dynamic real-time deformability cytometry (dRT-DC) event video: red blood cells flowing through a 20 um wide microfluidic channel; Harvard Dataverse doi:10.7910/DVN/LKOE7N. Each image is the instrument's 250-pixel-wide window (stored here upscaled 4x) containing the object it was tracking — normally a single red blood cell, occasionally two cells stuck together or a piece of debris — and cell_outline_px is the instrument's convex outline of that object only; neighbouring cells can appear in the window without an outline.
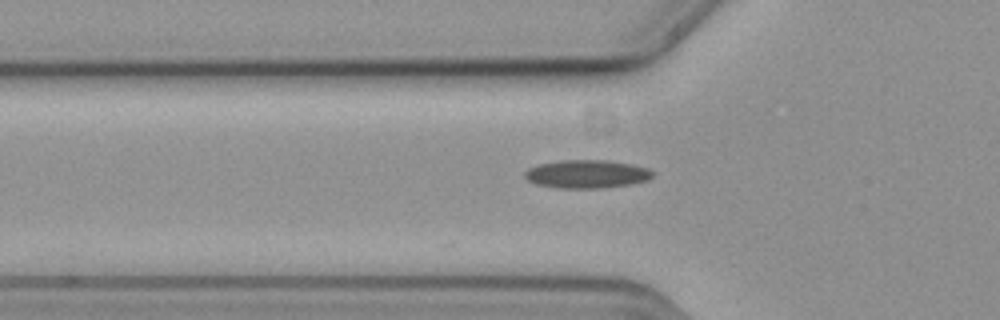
{"species": "common noctule bat (a hibernating species)", "species_latin": "Nyctalus noctula", "temperature_condition": "cold", "stored_images_in_passage": 43, "camera_frame_rate_fps": 3000, "um_per_image_px": 0.085, "animal": {"sex": "female", "body_mass_g": 19.3, "forearm_length_mm": 54.1}, "frame": {"image": 1, "passage_image": 11, "time_ms": 3.333, "image_size_px": [1000, 320], "cell_outline_px": [[652, 176], [648, 180], [628, 184], [604, 188], [556, 188], [536, 184], [528, 180], [524, 176], [524, 172], [528, 168], [536, 164], [560, 160], [608, 160], [648, 168], [652, 172]], "centroid_in_image_um": [49.81, 14.79], "position_along_channel_um": 76.0, "area_um2": 21.04}}
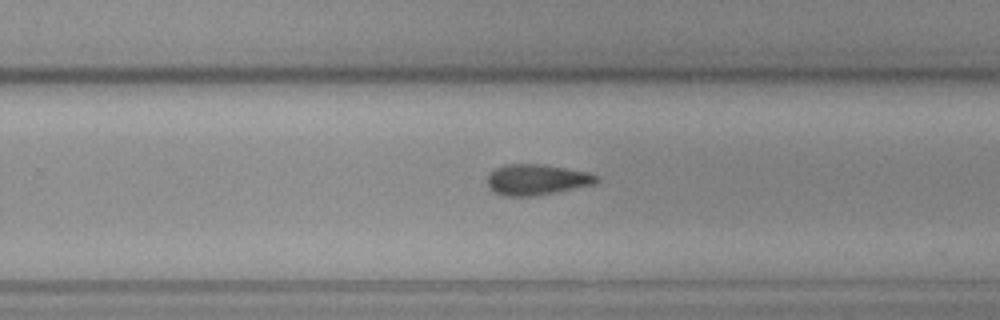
{"frame": {"image": 2, "passage_image": 28, "time_ms": 9.0, "image_size_px": [1000, 320], "cell_outline_px": [[600, 180], [596, 184], [536, 196], [504, 196], [488, 188], [488, 176], [496, 168], [504, 164], [544, 164], [588, 172], [600, 176]], "centroid_in_image_um": [45.67, 15.27], "position_along_channel_um": 284.1, "area_um2": 19.71}}
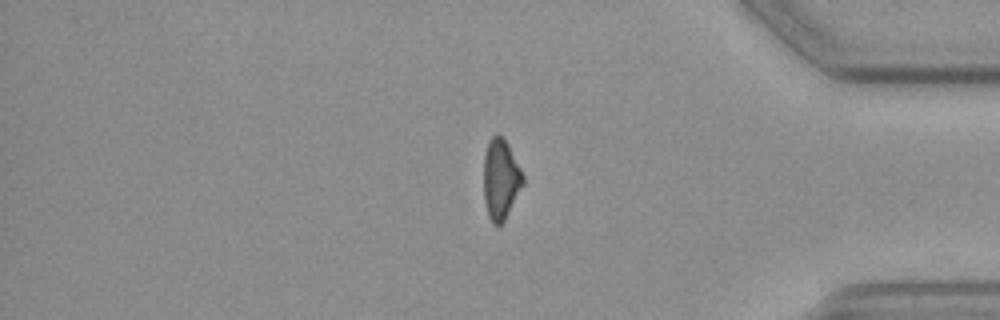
{"frame": {"image": 3, "passage_image": 39, "time_ms": 12.667, "image_size_px": [1000, 320], "cell_outline_px": [[524, 184], [504, 220], [500, 224], [492, 224], [488, 216], [484, 200], [484, 156], [488, 144], [492, 136], [496, 132], [508, 144], [524, 176]], "centroid_in_image_um": [42.56, 15.24], "position_along_channel_um": 392.6, "area_um2": 18.21}}